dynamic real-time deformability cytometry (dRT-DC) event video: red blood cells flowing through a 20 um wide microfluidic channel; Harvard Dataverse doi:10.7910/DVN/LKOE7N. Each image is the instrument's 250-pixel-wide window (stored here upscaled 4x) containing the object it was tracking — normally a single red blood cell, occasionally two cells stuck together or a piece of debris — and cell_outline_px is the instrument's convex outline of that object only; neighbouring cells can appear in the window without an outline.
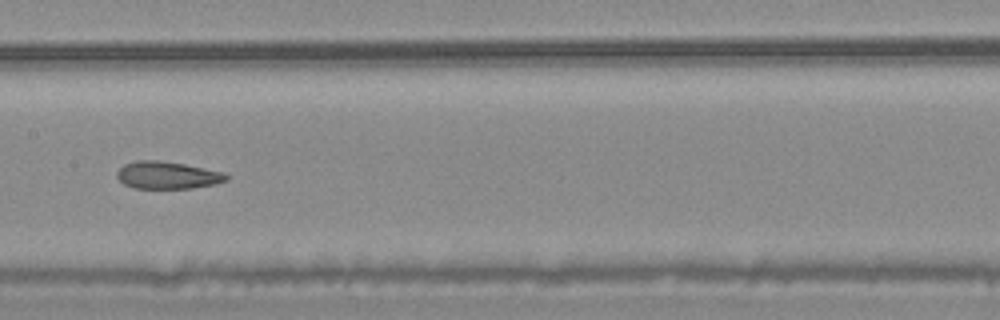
{"species": "common noctule bat (a hibernating species)", "species_latin": "Nyctalus noctula", "temperature_condition": "warm", "stored_images_in_passage": 46, "camera_frame_rate_fps": 3000, "um_per_image_px": 0.085, "animal": {"sex": "male", "body_mass_g": 20.4}, "frame": {"image": 1, "passage_image": 20, "time_ms": 6.333, "image_size_px": [1000, 320], "cell_outline_px": [[228, 180], [216, 184], [192, 188], [132, 188], [124, 184], [116, 176], [116, 172], [124, 164], [136, 160], [156, 160], [184, 164], [224, 172], [228, 176]], "centroid_in_image_um": [14.22, 14.89], "position_along_channel_um": 193.2, "area_um2": 17.46}, "authors_computed_cell_mechanics": {"area_um2": 19.1029, "velocity_mm_per_s": 3.7734, "shape_relaxation_time_tau1_ms": null, "shape_relaxation_time_tau2_ms": 2.8786, "deformation_change_tau1": null, "deformation_change_tau2": 0.1023}}